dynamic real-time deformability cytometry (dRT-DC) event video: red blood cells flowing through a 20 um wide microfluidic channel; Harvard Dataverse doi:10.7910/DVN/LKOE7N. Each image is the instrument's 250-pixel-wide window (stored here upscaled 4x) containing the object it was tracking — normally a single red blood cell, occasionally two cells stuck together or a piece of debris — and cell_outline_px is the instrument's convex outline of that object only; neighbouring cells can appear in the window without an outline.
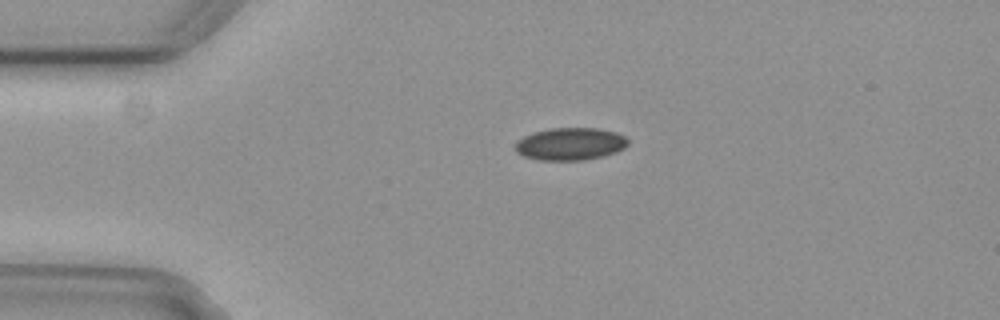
{"species": "common noctule bat (a hibernating species)", "species_latin": "Nyctalus noctula", "temperature_condition": "cold", "stored_images_in_passage": 6, "camera_frame_rate_fps": 3000, "um_per_image_px": 0.085, "animal": {"sex": "female", "body_mass_g": 29.2, "forearm_length_mm": 56.3}, "frame": {"image": 1, "passage_image": 3, "time_ms": 0.667, "image_size_px": [1000, 320], "cell_outline_px": [[628, 144], [624, 148], [616, 152], [604, 156], [584, 160], [540, 160], [524, 156], [516, 152], [516, 144], [524, 136], [536, 132], [552, 128], [596, 128], [616, 132], [624, 136], [628, 140]], "centroid_in_image_um": [48.51, 12.24], "position_along_channel_um": 36.5, "area_um2": 21.15}}
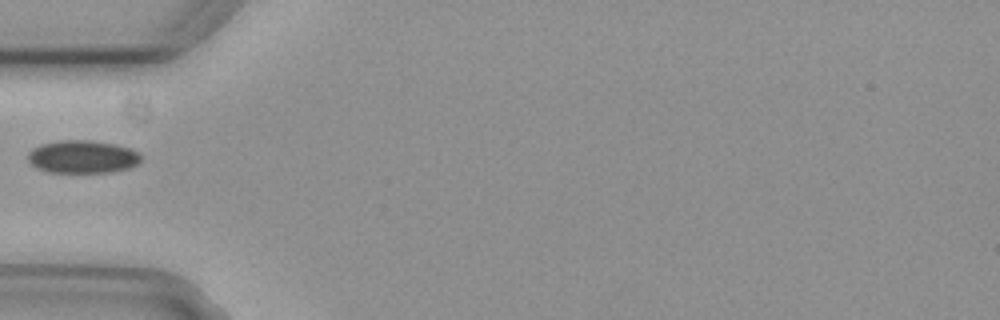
{"frame": {"image": 2, "passage_image": 4, "time_ms": 1.0, "image_size_px": [1000, 320], "cell_outline_px": [[140, 160], [136, 164], [128, 168], [108, 172], [48, 172], [36, 168], [28, 160], [28, 152], [32, 148], [40, 144], [60, 140], [92, 140], [132, 148], [140, 152]], "centroid_in_image_um": [6.99, 13.31], "position_along_channel_um": 78.0, "area_um2": 21.68}}